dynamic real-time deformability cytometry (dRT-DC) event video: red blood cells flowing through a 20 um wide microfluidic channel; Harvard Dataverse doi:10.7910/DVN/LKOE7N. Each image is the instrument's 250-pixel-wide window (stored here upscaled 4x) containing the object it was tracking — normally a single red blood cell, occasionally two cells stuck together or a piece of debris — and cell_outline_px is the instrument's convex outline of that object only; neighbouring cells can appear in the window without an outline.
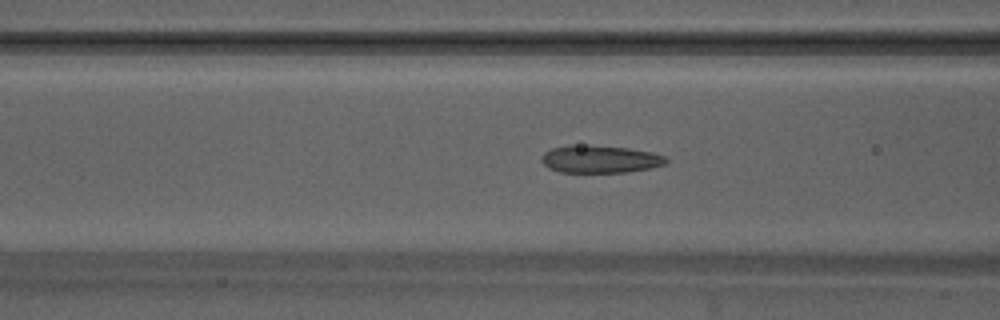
{"species": "Egyptian fruit bat (a non-hibernating species)", "species_latin": "Rousettus aegyptiacus", "temperature_condition": "warm", "stored_images_in_passage": 50, "camera_frame_rate_fps": 3000, "um_per_image_px": 0.085, "animal": {"sex": "male"}, "frame": {"image": 1, "passage_image": 20, "time_ms": 6.333, "image_size_px": [1000, 320], "cell_outline_px": [[668, 160], [664, 164], [652, 168], [624, 172], [560, 172], [548, 168], [540, 160], [540, 156], [544, 152], [552, 148], [568, 144], [572, 144], [628, 148], [652, 152], [664, 156]], "centroid_in_image_um": [50.95, 13.52], "position_along_channel_um": 115.7, "area_um2": 20.06}}
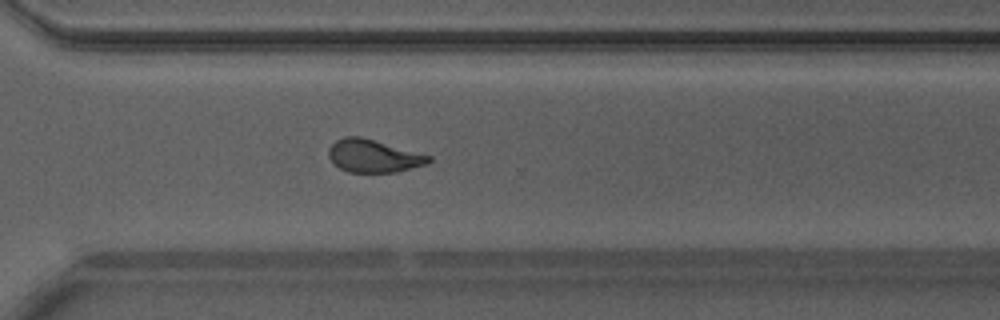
{"frame": {"image": 2, "passage_image": 36, "time_ms": 11.667, "image_size_px": [1000, 320], "cell_outline_px": [[432, 160], [428, 164], [396, 172], [348, 172], [340, 168], [328, 156], [328, 148], [336, 140], [344, 136], [360, 136], [432, 156]], "centroid_in_image_um": [31.76, 13.25], "position_along_channel_um": 338.8, "area_um2": 19.07}}
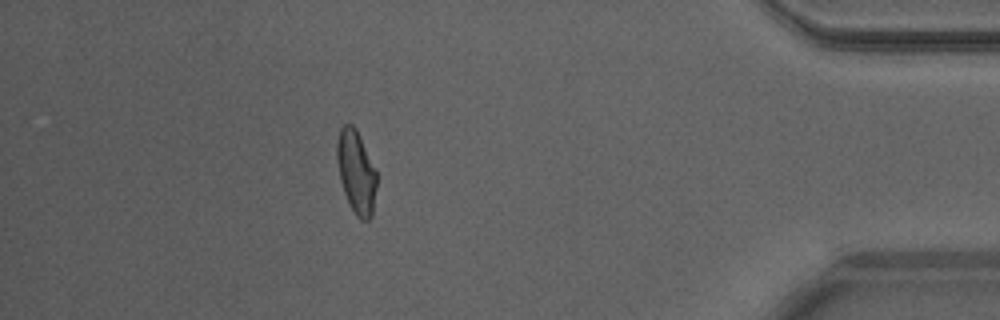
{"frame": {"image": 3, "passage_image": 44, "time_ms": 14.333, "image_size_px": [1000, 320], "cell_outline_px": [[376, 188], [372, 216], [368, 220], [360, 220], [356, 216], [344, 192], [340, 180], [336, 160], [336, 144], [340, 128], [344, 124], [352, 124], [356, 128], [376, 168]], "centroid_in_image_um": [30.27, 14.59], "position_along_channel_um": 404.9, "area_um2": 19.36}, "authors_computed_cell_mechanics": {"area_um2": 19.7965, "velocity_mm_per_s": 4.1922, "shape_relaxation_time_tau1_ms": 4.2731, "shape_relaxation_time_tau2_ms": 1.035, "deformation_change_tau1": 0.1725, "deformation_change_tau2": 0.0697}}